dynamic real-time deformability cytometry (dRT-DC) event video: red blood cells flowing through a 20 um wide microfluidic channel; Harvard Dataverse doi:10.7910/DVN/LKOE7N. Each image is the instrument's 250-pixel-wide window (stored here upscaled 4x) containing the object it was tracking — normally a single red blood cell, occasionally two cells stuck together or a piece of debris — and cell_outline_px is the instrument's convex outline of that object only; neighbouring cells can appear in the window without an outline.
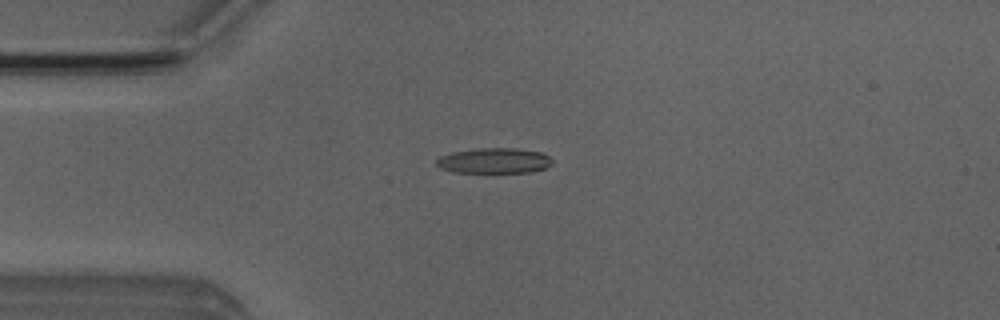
{"species": "Egyptian fruit bat (a non-hibernating species)", "species_latin": "Rousettus aegyptiacus", "temperature_condition": "room temperature", "stored_images_in_passage": 44, "camera_frame_rate_fps": 3000, "um_per_image_px": 0.085, "animal": {"sex": "male"}, "frame": {"image": 1, "passage_image": 6, "time_ms": 1.667, "image_size_px": [1000, 320], "cell_outline_px": [[552, 164], [544, 168], [532, 172], [452, 172], [440, 168], [436, 164], [436, 160], [440, 156], [452, 152], [476, 148], [516, 148], [540, 152], [548, 156], [552, 160]], "centroid_in_image_um": [41.98, 13.65], "position_along_channel_um": 43.0, "area_um2": 17.11}}
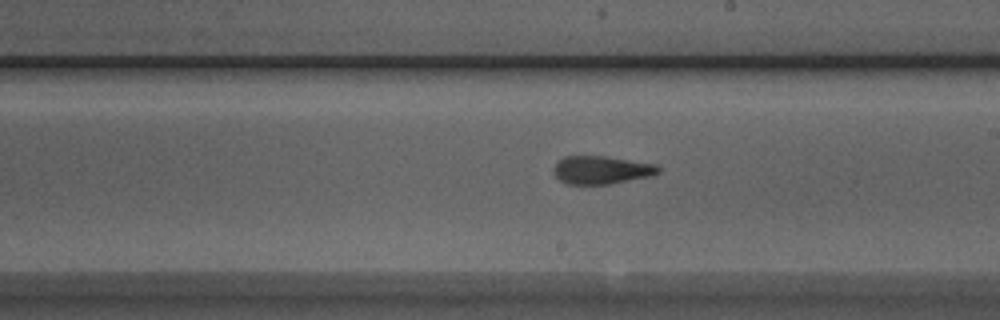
{"frame": {"image": 2, "passage_image": 22, "time_ms": 7.0, "image_size_px": [1000, 320], "cell_outline_px": [[660, 172], [652, 176], [608, 184], [568, 184], [560, 180], [552, 172], [552, 168], [564, 156], [604, 156], [656, 164], [660, 168]], "centroid_in_image_um": [51.12, 14.45], "position_along_channel_um": 237.9, "area_um2": 17.11}}
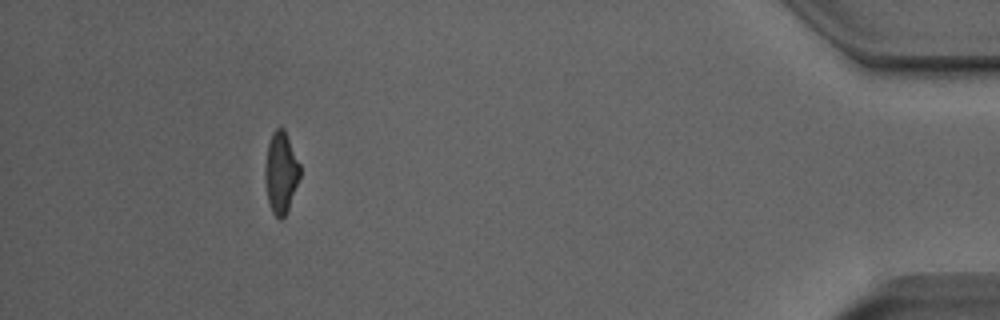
{"frame": {"image": 3, "passage_image": 40, "time_ms": 13.0, "image_size_px": [1000, 320], "cell_outline_px": [[300, 176], [288, 208], [284, 216], [280, 220], [272, 212], [268, 200], [264, 176], [264, 168], [268, 144], [272, 132], [276, 128], [284, 128], [300, 164]], "centroid_in_image_um": [23.86, 14.64], "position_along_channel_um": 411.3, "area_um2": 16.42}, "authors_computed_cell_mechanics": {"area_um2": 17.1666, "velocity_mm_per_s": 4.0013, "shape_relaxation_time_tau1_ms": null, "shape_relaxation_time_tau2_ms": 1.9997, "deformation_change_tau1": null, "deformation_change_tau2": 0.1093}}